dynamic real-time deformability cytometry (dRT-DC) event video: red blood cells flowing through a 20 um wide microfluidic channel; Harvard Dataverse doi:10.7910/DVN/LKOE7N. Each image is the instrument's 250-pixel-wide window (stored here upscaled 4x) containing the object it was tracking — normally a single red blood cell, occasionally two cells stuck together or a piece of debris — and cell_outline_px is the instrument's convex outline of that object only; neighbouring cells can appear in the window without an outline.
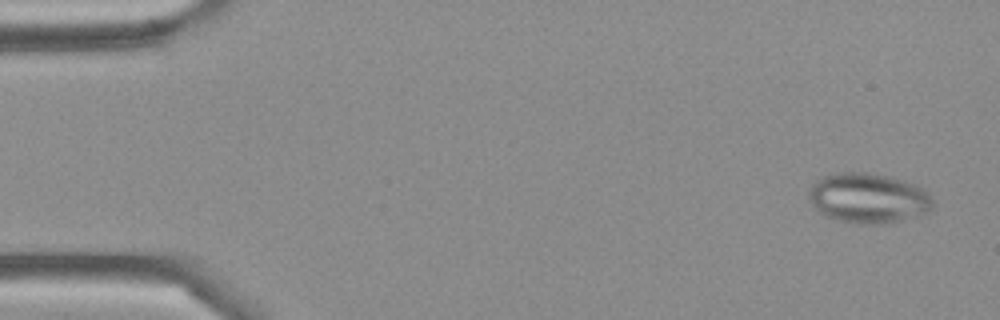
{"species": "Egyptian fruit bat (a non-hibernating species)", "species_latin": "Rousettus aegyptiacus", "temperature_condition": "cold", "stored_images_in_passage": 47, "camera_frame_rate_fps": 3000, "um_per_image_px": 0.085, "frame": {"image": 1, "passage_image": 2, "time_ms": 0.333, "image_size_px": [1000, 320], "cell_outline_px": [[932, 208], [924, 212], [892, 224], [852, 224], [824, 216], [812, 204], [808, 196], [808, 192], [812, 184], [816, 180], [824, 176], [840, 172], [864, 172], [888, 176], [924, 188], [932, 200]], "centroid_in_image_um": [73.76, 16.86], "position_along_channel_um": 11.2, "area_um2": 36.13}}
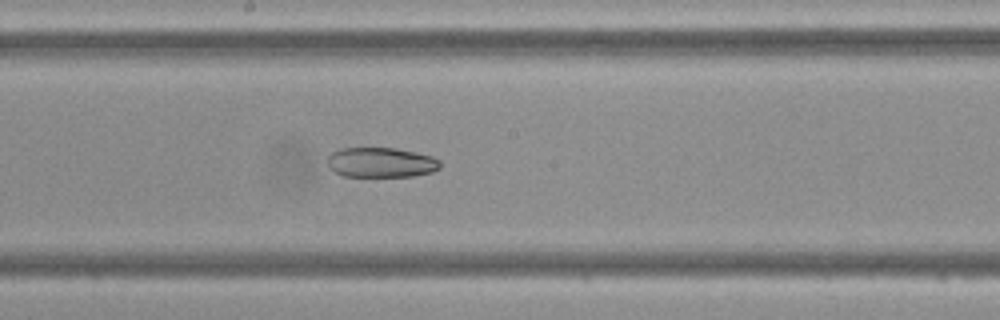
{"frame": {"image": 2, "passage_image": 25, "time_ms": 8.0, "image_size_px": [1000, 320], "cell_outline_px": [[440, 168], [432, 172], [412, 176], [340, 176], [328, 168], [328, 156], [332, 152], [340, 148], [396, 148], [416, 152], [432, 156], [440, 160]], "centroid_in_image_um": [32.37, 13.81], "position_along_channel_um": 215.8, "area_um2": 19.83}}
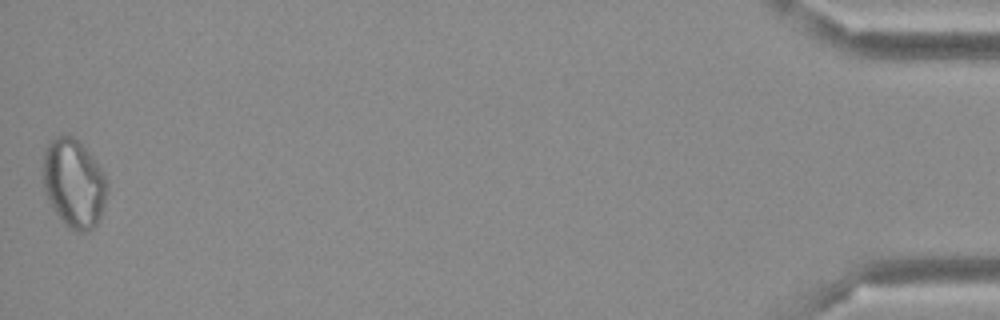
{"frame": {"image": 3, "passage_image": 47, "time_ms": 15.333, "image_size_px": [1000, 320], "cell_outline_px": [[108, 188], [104, 204], [100, 216], [96, 224], [88, 232], [76, 232], [68, 228], [64, 224], [48, 200], [44, 192], [40, 172], [44, 148], [48, 140], [68, 132], [92, 156], [108, 180]], "centroid_in_image_um": [6.22, 15.55], "position_along_channel_um": 429.0, "area_um2": 33.81}}